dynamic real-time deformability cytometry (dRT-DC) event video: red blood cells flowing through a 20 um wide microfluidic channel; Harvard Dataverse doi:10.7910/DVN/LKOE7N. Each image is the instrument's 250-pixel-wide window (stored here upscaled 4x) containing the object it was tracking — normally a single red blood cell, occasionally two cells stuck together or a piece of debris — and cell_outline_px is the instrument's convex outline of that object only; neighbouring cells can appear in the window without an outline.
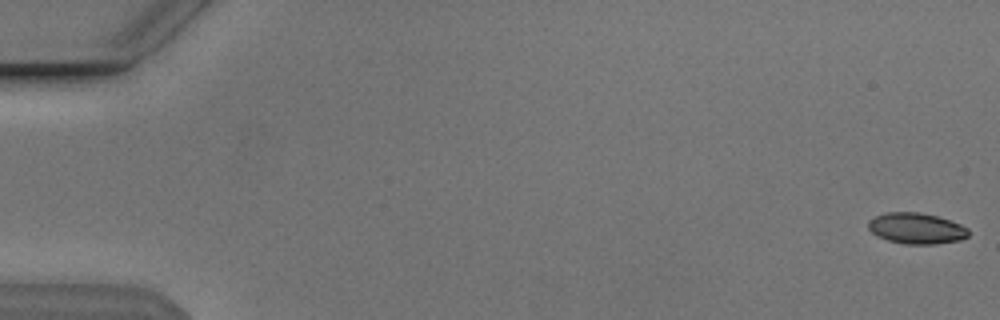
{"species": "Egyptian fruit bat (a non-hibernating species)", "species_latin": "Rousettus aegyptiacus", "temperature_condition": "cold", "stored_images_in_passage": 54, "camera_frame_rate_fps": 3000, "um_per_image_px": 0.085, "animal": {"sex": "male"}, "frame": {"image": 1, "passage_image": 1, "time_ms": 0.0, "image_size_px": [1000, 320], "cell_outline_px": [[968, 236], [960, 240], [936, 244], [904, 244], [888, 240], [876, 236], [868, 228], [868, 220], [876, 216], [888, 212], [916, 212], [936, 216], [960, 224], [968, 228]], "centroid_in_image_um": [77.87, 19.42], "position_along_channel_um": 7.1, "area_um2": 17.98}}
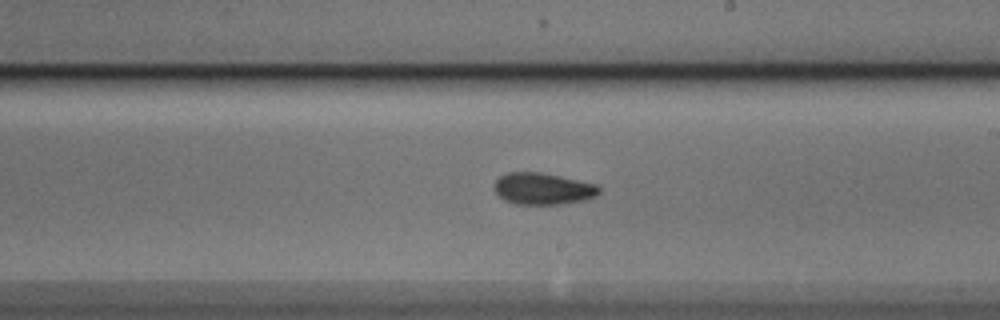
{"frame": {"image": 2, "passage_image": 32, "time_ms": 10.333, "image_size_px": [1000, 320], "cell_outline_px": [[600, 192], [596, 196], [584, 200], [560, 204], [516, 204], [504, 200], [492, 188], [492, 184], [500, 176], [508, 172], [540, 172], [560, 176], [596, 184], [600, 188]], "centroid_in_image_um": [46.12, 16.04], "position_along_channel_um": 242.9, "area_um2": 19.42}}
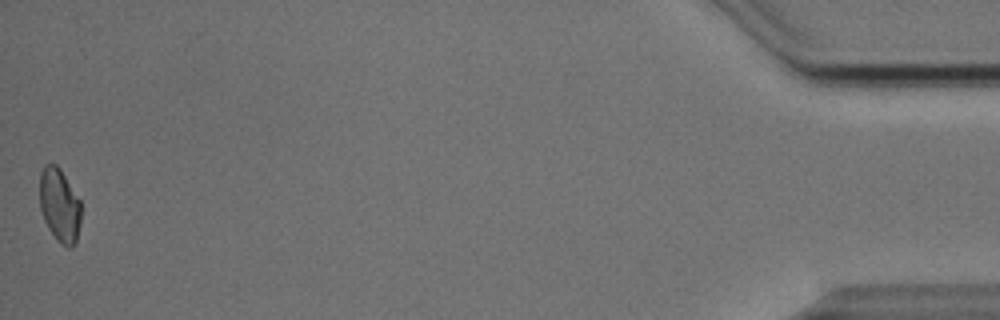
{"frame": {"image": 3, "passage_image": 54, "time_ms": 17.667, "image_size_px": [1000, 320], "cell_outline_px": [[80, 224], [76, 240], [72, 248], [68, 248], [60, 244], [56, 240], [48, 228], [44, 220], [40, 208], [40, 172], [44, 164], [56, 164], [60, 168], [80, 200]], "centroid_in_image_um": [5.05, 17.46], "position_along_channel_um": 430.1, "area_um2": 17.86}, "authors_computed_cell_mechanics": {"area_um2": 18.8717, "velocity_mm_per_s": 3.8439, "shape_relaxation_time_tau1_ms": 8.1985, "shape_relaxation_time_tau2_ms": 4.7898, "deformation_change_tau1": 0.1459, "deformation_change_tau2": 0.0954}}